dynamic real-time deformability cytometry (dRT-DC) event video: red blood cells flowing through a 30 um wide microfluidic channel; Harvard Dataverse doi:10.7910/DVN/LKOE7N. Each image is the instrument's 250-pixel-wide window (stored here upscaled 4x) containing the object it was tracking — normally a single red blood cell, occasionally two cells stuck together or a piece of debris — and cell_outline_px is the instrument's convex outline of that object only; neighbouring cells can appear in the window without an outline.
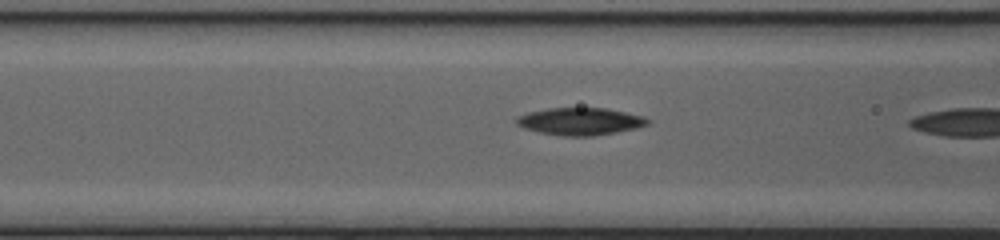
{"species": "common noctule bat (a hibernating species)", "species_latin": "Nyctalus noctula", "temperature_condition": "cold", "stored_images_in_passage": 5, "camera_frame_rate_fps": 3000, "um_per_image_px": 0.085, "animal": {"sex": "female", "body_mass_g": 20.0, "forearm_length_mm": 54.0}, "frame": {"image": 1, "passage_image": 4, "time_ms": 1.0, "image_size_px": [1000, 240], "cell_outline_px": [[652, 120], [648, 124], [636, 128], [616, 132], [592, 136], [560, 136], [540, 132], [524, 128], [516, 124], [516, 116], [528, 112], [548, 108], [604, 108], [644, 116]], "centroid_in_image_um": [49.3, 10.32], "position_along_channel_um": 117.3, "area_um2": 20.92}}